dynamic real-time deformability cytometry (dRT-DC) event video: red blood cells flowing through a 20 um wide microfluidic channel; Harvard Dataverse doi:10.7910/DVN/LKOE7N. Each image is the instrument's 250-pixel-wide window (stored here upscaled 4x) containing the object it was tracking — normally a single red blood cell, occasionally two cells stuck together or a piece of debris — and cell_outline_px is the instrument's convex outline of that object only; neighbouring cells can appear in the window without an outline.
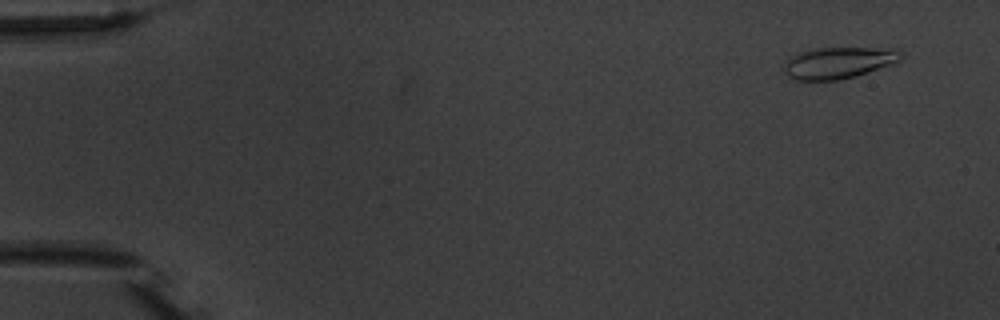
{"species": "common noctule bat (a hibernating species)", "species_latin": "Nyctalus noctula", "temperature_condition": "warm", "stored_images_in_passage": 7, "camera_frame_rate_fps": 3000, "um_per_image_px": 0.085, "animal": {"sex": "male", "body_mass_g": 20.1, "forearm_length_mm": 53.5}, "frame": {"image": 1, "passage_image": 2, "time_ms": 1.0, "image_size_px": [1000, 320], "cell_outline_px": [[904, 56], [900, 60], [892, 64], [856, 76], [840, 80], [796, 80], [788, 76], [784, 72], [784, 64], [788, 56], [800, 52], [816, 48], [896, 48]], "centroid_in_image_um": [71.26, 5.33], "position_along_channel_um": 13.7, "area_um2": 21.62}}
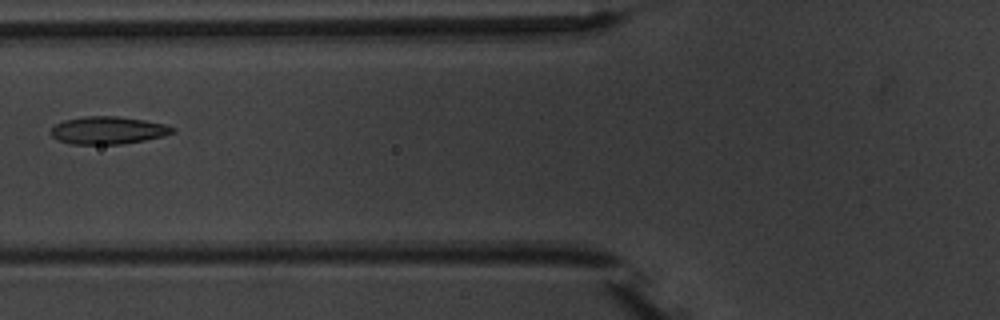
{"frame": {"image": 2, "passage_image": 7, "time_ms": 7.333, "image_size_px": [1000, 320], "cell_outline_px": [[176, 132], [164, 136], [144, 140], [120, 144], [72, 144], [60, 140], [52, 136], [52, 128], [56, 124], [64, 120], [84, 116], [116, 116], [144, 120], [164, 124], [176, 128]], "centroid_in_image_um": [9.22, 11.07], "position_along_channel_um": 116.6, "area_um2": 19.42}}